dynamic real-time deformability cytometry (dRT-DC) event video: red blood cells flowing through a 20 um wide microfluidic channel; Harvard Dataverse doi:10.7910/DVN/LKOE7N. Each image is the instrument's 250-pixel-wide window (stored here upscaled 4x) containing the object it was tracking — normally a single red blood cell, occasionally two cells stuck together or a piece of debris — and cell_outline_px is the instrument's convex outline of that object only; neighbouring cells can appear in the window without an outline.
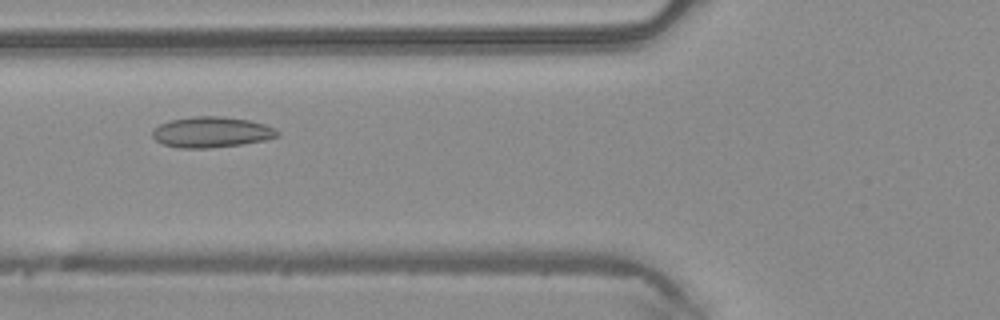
{"species": "common noctule bat (a hibernating species)", "species_latin": "Nyctalus noctula", "temperature_condition": "warm", "stored_images_in_passage": 43, "camera_frame_rate_fps": 3000, "um_per_image_px": 0.085, "animal": {"sex": "male", "body_mass_g": 20.4}, "frame": {"image": 1, "passage_image": 12, "time_ms": 3.667, "image_size_px": [1000, 320], "cell_outline_px": [[280, 136], [264, 140], [240, 144], [208, 148], [180, 148], [164, 144], [156, 140], [152, 136], [152, 128], [160, 124], [172, 120], [196, 116], [220, 116], [248, 120], [264, 124], [276, 128], [280, 132]], "centroid_in_image_um": [17.98, 11.23], "position_along_channel_um": 107.8, "area_um2": 22.25}}
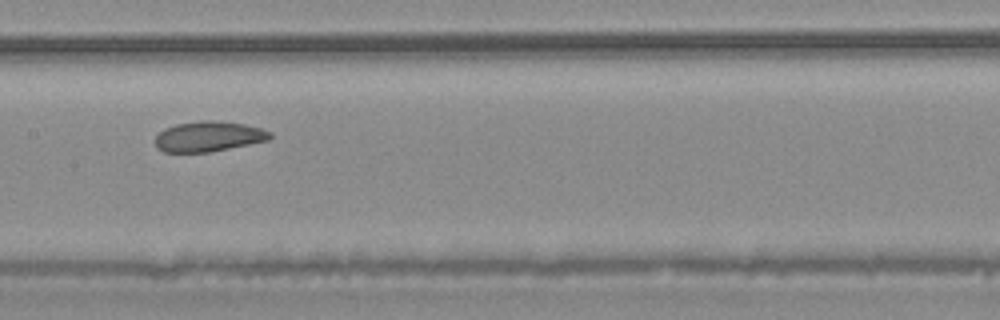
{"frame": {"image": 2, "passage_image": 18, "time_ms": 5.667, "image_size_px": [1000, 320], "cell_outline_px": [[272, 136], [268, 140], [208, 152], [164, 152], [156, 148], [156, 136], [164, 128], [176, 124], [200, 120], [212, 120], [244, 124], [260, 128], [272, 132]], "centroid_in_image_um": [17.71, 11.59], "position_along_channel_um": 189.7, "area_um2": 20.11}}
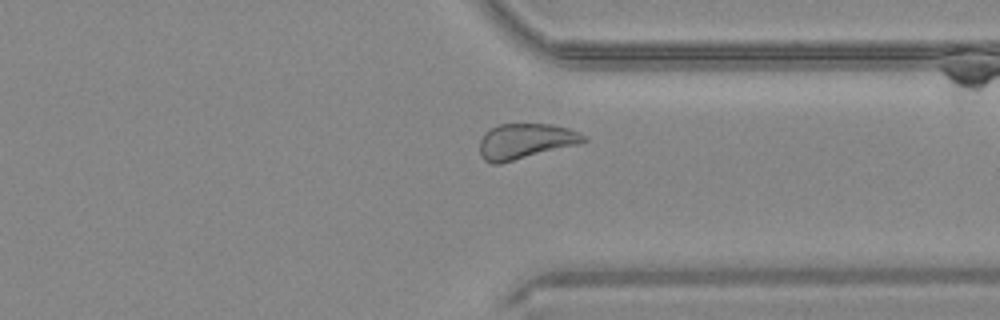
{"frame": {"image": 3, "passage_image": 31, "time_ms": 10.0, "image_size_px": [1000, 320], "cell_outline_px": [[588, 140], [580, 144], [500, 164], [492, 164], [484, 160], [480, 156], [480, 140], [484, 132], [500, 124], [552, 124], [568, 128], [588, 136]], "centroid_in_image_um": [44.68, 12.01], "position_along_channel_um": 366.7, "area_um2": 21.68}, "authors_computed_cell_mechanics": {"area_um2": 21.7906, "velocity_mm_per_s": 4.0908, "shape_relaxation_time_tau1_ms": null, "shape_relaxation_time_tau2_ms": 2.2194, "deformation_change_tau1": null, "deformation_change_tau2": 0.0561}}